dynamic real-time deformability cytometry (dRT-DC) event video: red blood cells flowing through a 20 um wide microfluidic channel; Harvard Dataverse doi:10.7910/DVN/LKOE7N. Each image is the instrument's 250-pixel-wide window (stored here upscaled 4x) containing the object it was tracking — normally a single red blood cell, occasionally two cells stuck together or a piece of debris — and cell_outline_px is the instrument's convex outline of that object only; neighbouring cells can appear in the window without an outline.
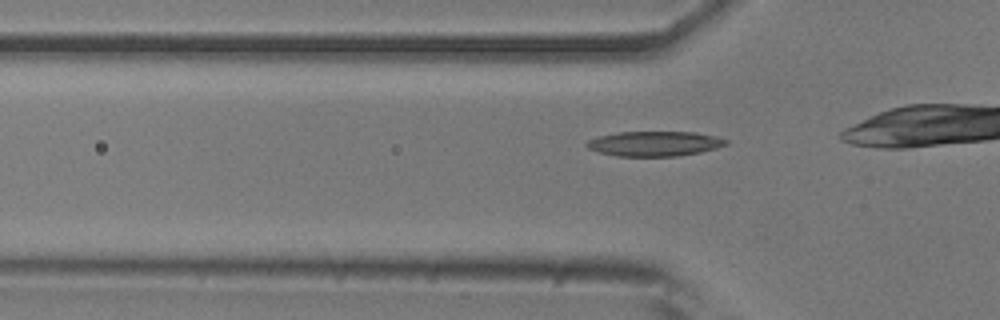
{"species": "common noctule bat (a hibernating species)", "species_latin": "Nyctalus noctula", "temperature_condition": "room temperature", "stored_images_in_passage": 15, "camera_frame_rate_fps": 3000, "um_per_image_px": 0.085, "animal": {"sex": "male", "body_mass_g": 20.5, "forearm_length_mm": 52.5}, "frame": {"image": 1, "passage_image": 6, "time_ms": 1.667, "image_size_px": [1000, 320], "cell_outline_px": [[728, 144], [716, 148], [700, 152], [676, 156], [616, 156], [600, 152], [588, 148], [584, 144], [588, 140], [596, 136], [616, 132], [696, 132], [716, 136], [728, 140]], "centroid_in_image_um": [55.62, 12.2], "position_along_channel_um": 70.2, "area_um2": 20.29}}
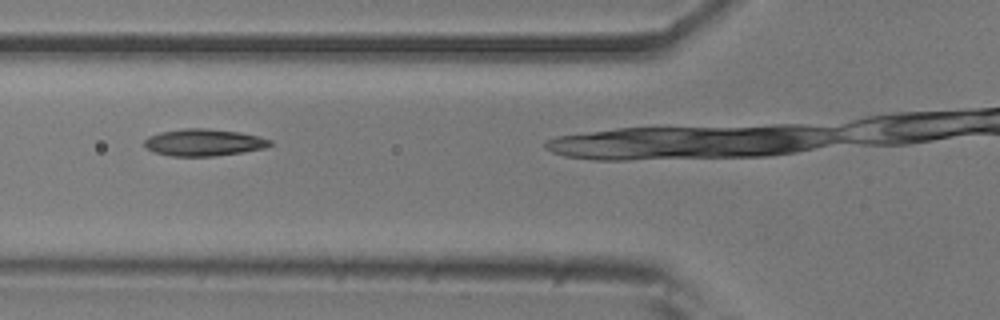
{"frame": {"image": 2, "passage_image": 9, "time_ms": 2.667, "image_size_px": [1000, 320], "cell_outline_px": [[272, 144], [264, 148], [240, 152], [212, 156], [172, 156], [152, 152], [144, 148], [144, 140], [148, 136], [160, 132], [184, 128], [204, 128], [240, 132], [272, 140]], "centroid_in_image_um": [17.25, 12.1], "position_along_channel_um": 108.6, "area_um2": 19.71}}
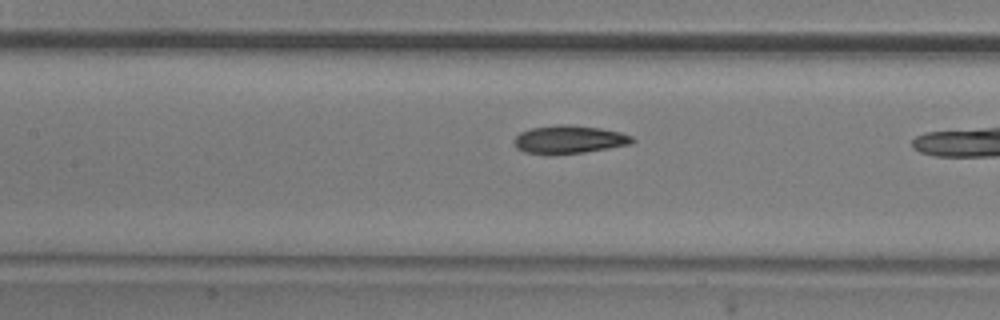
{"frame": {"image": 3, "passage_image": 13, "time_ms": 4.0, "image_size_px": [1000, 320], "cell_outline_px": [[636, 140], [632, 144], [584, 152], [524, 152], [516, 148], [516, 136], [520, 132], [532, 128], [560, 124], [568, 124], [600, 128], [620, 132], [632, 136]], "centroid_in_image_um": [48.45, 11.82], "position_along_channel_um": 159.0, "area_um2": 18.67}}